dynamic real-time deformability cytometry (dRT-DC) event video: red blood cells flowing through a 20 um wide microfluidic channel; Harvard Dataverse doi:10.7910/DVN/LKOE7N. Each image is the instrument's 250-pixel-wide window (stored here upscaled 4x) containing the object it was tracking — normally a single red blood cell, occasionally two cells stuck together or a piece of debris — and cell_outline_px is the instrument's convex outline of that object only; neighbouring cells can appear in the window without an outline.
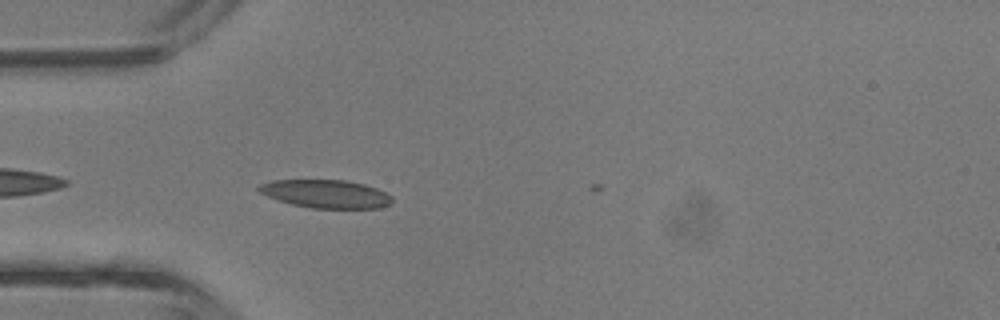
{"species": "common noctule bat (a hibernating species)", "species_latin": "Nyctalus noctula", "temperature_condition": "room temperature", "stored_images_in_passage": 3, "camera_frame_rate_fps": 3000, "um_per_image_px": 0.085, "animal": {"sex": "male", "body_mass_g": 13.3}, "frame": {"image": 1, "passage_image": 2, "time_ms": 0.333, "image_size_px": [1000, 320], "cell_outline_px": [[392, 204], [380, 208], [312, 208], [292, 204], [268, 196], [260, 192], [256, 188], [260, 184], [272, 180], [344, 180], [364, 184], [376, 188], [392, 196]], "centroid_in_image_um": [27.72, 16.48], "position_along_channel_um": 57.3, "area_um2": 21.79}}